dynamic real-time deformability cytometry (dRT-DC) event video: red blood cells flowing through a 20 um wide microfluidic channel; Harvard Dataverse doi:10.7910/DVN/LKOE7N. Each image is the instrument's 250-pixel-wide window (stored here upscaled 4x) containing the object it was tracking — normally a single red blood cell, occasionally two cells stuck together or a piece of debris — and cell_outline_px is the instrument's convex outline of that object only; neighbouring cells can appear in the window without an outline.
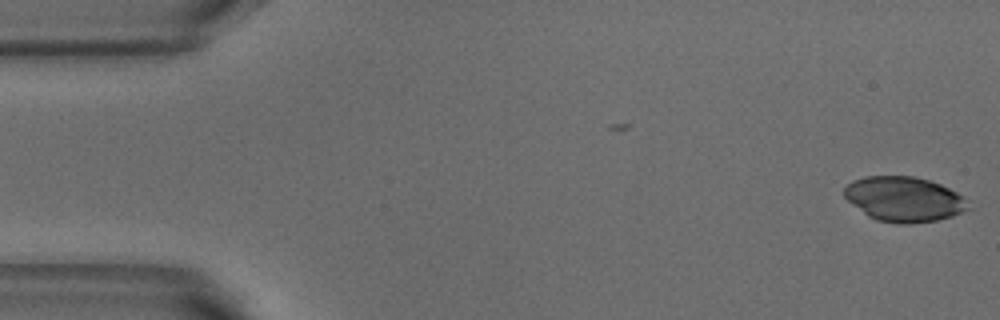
{"species": "common noctule bat (a hibernating species)", "species_latin": "Nyctalus noctula", "temperature_condition": "warm", "stored_images_in_passage": 3, "camera_frame_rate_fps": 3000, "um_per_image_px": 0.085, "animal": {"sex": "male", "body_mass_g": 18.8}, "frame": {"image": 1, "passage_image": 3, "time_ms": 0.667, "image_size_px": [1000, 320], "cell_outline_px": [[972, 208], [952, 216], [936, 220], [908, 224], [896, 224], [876, 220], [868, 216], [848, 200], [844, 196], [844, 188], [852, 180], [864, 176], [912, 176], [928, 180], [940, 184], [956, 192]], "centroid_in_image_um": [76.82, 16.93], "position_along_channel_um": 8.2, "area_um2": 32.31}}